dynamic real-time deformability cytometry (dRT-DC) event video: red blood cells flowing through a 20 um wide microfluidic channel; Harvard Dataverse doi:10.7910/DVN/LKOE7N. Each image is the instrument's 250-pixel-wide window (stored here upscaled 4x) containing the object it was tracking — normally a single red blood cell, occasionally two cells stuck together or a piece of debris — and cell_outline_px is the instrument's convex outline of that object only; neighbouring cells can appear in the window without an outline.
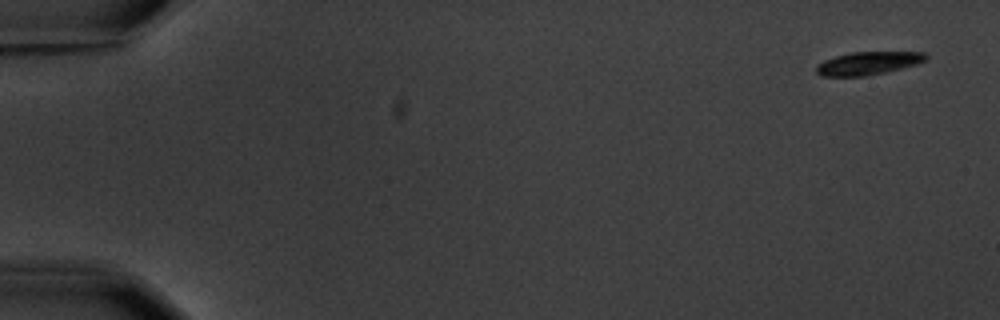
{"species": "common noctule bat (a hibernating species)", "species_latin": "Nyctalus noctula", "temperature_condition": "warm", "stored_images_in_passage": 6, "camera_frame_rate_fps": 3000, "um_per_image_px": 0.085, "animal": {"sex": "male", "body_mass_g": 20.1, "forearm_length_mm": 53.5}, "frame": {"image": 1, "passage_image": 1, "time_ms": 0.0, "image_size_px": [1000, 320], "cell_outline_px": [[928, 60], [916, 64], [884, 72], [864, 76], [820, 76], [816, 72], [816, 64], [824, 60], [836, 56], [852, 52], [924, 52], [928, 56]], "centroid_in_image_um": [73.77, 5.37], "position_along_channel_um": 11.2, "area_um2": 14.62}}
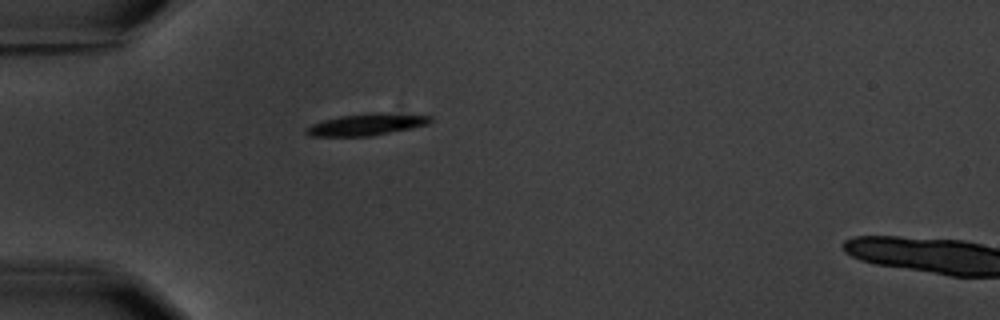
{"frame": {"image": 2, "passage_image": 5, "time_ms": 5.0, "image_size_px": [1000, 320], "cell_outline_px": [[432, 120], [428, 124], [412, 128], [368, 136], [308, 136], [304, 132], [304, 128], [312, 124], [324, 120], [340, 116], [372, 112], [384, 112], [432, 116]], "centroid_in_image_um": [31.14, 10.57], "position_along_channel_um": 53.9, "area_um2": 15.78}}